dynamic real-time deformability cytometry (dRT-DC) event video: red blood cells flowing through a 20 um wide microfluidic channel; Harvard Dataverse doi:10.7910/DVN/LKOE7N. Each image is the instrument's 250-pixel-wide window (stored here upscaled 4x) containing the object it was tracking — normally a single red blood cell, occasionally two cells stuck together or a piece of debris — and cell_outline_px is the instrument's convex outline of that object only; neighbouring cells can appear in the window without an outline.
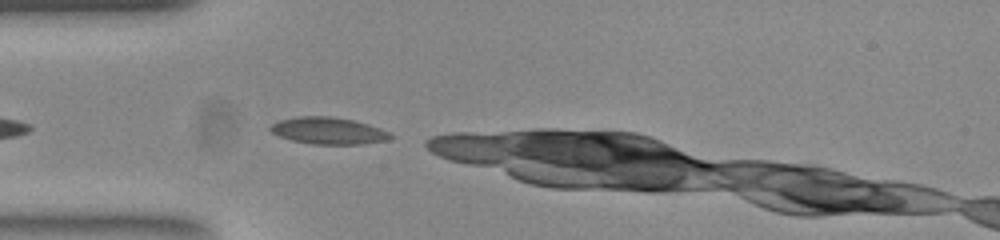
{"species": "common noctule bat (a hibernating species)", "species_latin": "Nyctalus noctula", "temperature_condition": "room temperature", "stored_images_in_passage": 5, "camera_frame_rate_fps": 3000, "um_per_image_px": 0.085, "animal": {"sex": "female", "body_mass_g": 23.0, "forearm_length_mm": 53.4}, "frame": {"image": 1, "passage_image": 1, "time_ms": 0.0, "image_size_px": [1000, 240], "cell_outline_px": [[392, 136], [388, 140], [360, 144], [312, 144], [292, 140], [280, 136], [272, 132], [268, 128], [272, 124], [280, 120], [300, 116], [332, 116], [352, 120], [368, 124], [380, 128], [388, 132]], "centroid_in_image_um": [27.9, 11.11], "position_along_channel_um": 57.1, "area_um2": 18.61}}
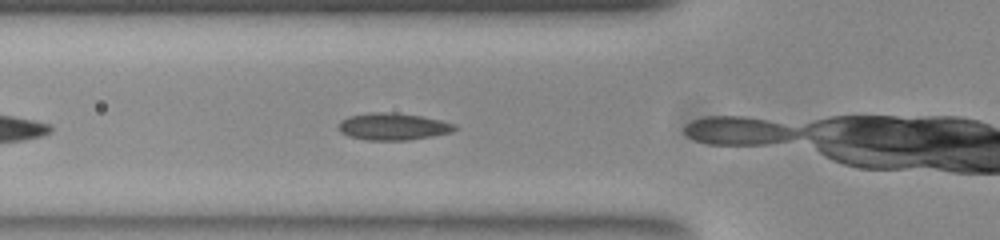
{"frame": {"image": 2, "passage_image": 4, "time_ms": 1.0, "image_size_px": [1000, 240], "cell_outline_px": [[456, 128], [452, 132], [432, 136], [408, 140], [368, 140], [348, 136], [340, 132], [340, 120], [348, 116], [368, 112], [392, 112], [420, 116], [440, 120], [456, 124]], "centroid_in_image_um": [33.39, 10.75], "position_along_channel_um": 92.4, "area_um2": 18.26}}